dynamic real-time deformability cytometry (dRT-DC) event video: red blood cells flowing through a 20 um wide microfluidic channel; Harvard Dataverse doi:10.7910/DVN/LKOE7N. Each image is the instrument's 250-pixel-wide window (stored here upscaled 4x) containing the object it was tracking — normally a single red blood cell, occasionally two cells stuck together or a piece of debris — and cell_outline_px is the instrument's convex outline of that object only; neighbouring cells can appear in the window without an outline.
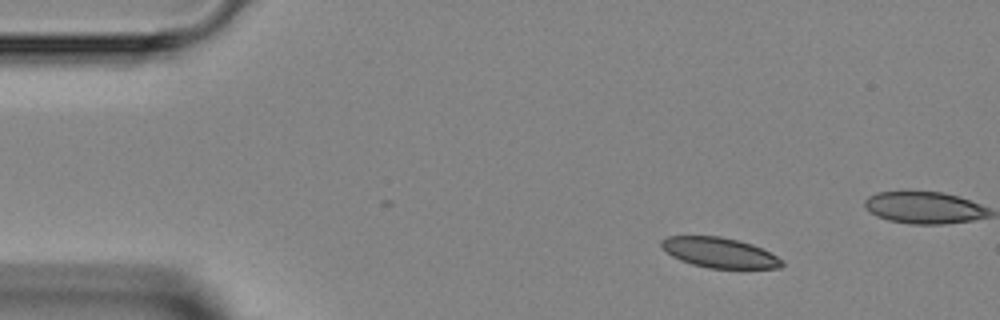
{"species": "Egyptian fruit bat (a non-hibernating species)", "species_latin": "Rousettus aegyptiacus", "temperature_condition": "room temperature", "stored_images_in_passage": 4, "camera_frame_rate_fps": 3000, "um_per_image_px": 0.085, "animal": {"sex": "female"}, "frame": {"image": 1, "passage_image": 1, "time_ms": 0.0, "image_size_px": [1000, 320], "cell_outline_px": [[784, 264], [780, 268], [708, 268], [692, 264], [680, 260], [672, 256], [660, 244], [660, 240], [668, 236], [720, 236], [740, 240], [752, 244], [784, 260]], "centroid_in_image_um": [61.16, 21.47], "position_along_channel_um": 23.8, "area_um2": 21.1}}